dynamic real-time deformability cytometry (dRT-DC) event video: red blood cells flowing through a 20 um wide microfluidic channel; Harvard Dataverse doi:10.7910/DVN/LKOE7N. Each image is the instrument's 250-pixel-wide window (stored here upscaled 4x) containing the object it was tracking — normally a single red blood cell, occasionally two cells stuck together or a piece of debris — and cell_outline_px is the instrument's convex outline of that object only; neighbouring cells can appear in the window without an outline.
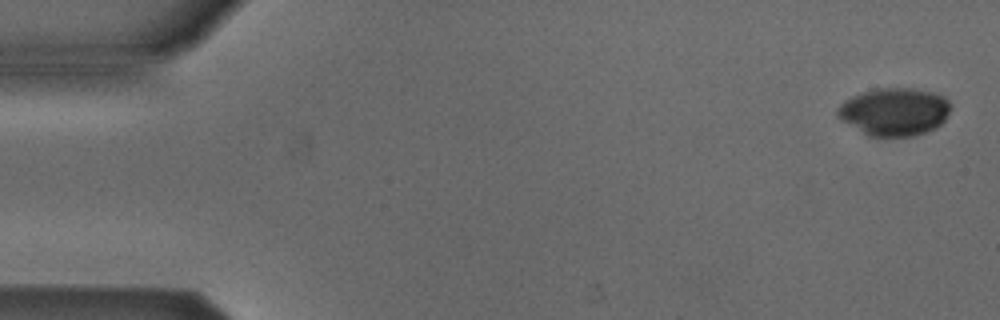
{"species": "Egyptian fruit bat (a non-hibernating species)", "species_latin": "Rousettus aegyptiacus", "temperature_condition": "cold", "stored_images_in_passage": 3, "camera_frame_rate_fps": 3000, "um_per_image_px": 0.085, "animal": {"sex": "male"}, "frame": {"image": 1, "passage_image": 1, "time_ms": 0.0, "image_size_px": [1000, 320], "cell_outline_px": [[952, 104], [944, 120], [936, 128], [912, 136], [868, 136], [840, 120], [836, 116], [836, 108], [844, 100], [852, 96], [876, 88], [912, 88], [932, 92], [944, 96]], "centroid_in_image_um": [75.99, 9.49], "position_along_channel_um": 9.0, "area_um2": 31.62}}